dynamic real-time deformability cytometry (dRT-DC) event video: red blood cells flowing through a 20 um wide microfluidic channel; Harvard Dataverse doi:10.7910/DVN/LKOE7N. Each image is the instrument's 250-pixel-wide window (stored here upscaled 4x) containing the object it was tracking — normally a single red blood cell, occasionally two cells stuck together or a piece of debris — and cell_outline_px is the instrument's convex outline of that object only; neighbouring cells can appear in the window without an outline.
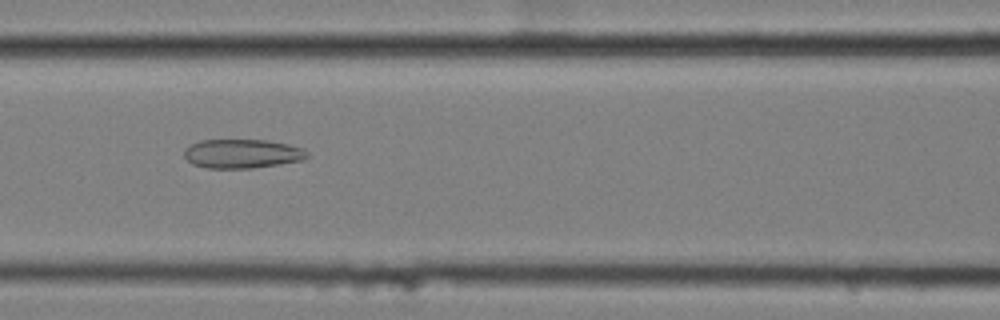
{"species": "common noctule bat (a hibernating species)", "species_latin": "Nyctalus noctula", "temperature_condition": "cold", "stored_images_in_passage": 9, "camera_frame_rate_fps": 3000, "um_per_image_px": 0.085, "animal": {"sex": "female", "body_mass_g": 25.1}, "frame": {"image": 1, "passage_image": 7, "time_ms": 2.0, "image_size_px": [1000, 320], "cell_outline_px": [[308, 156], [304, 160], [280, 164], [252, 168], [208, 168], [192, 164], [184, 156], [184, 148], [200, 140], [268, 140], [288, 144], [304, 148], [308, 152]], "centroid_in_image_um": [20.61, 13.06], "position_along_channel_um": 146.0, "area_um2": 20.92}}
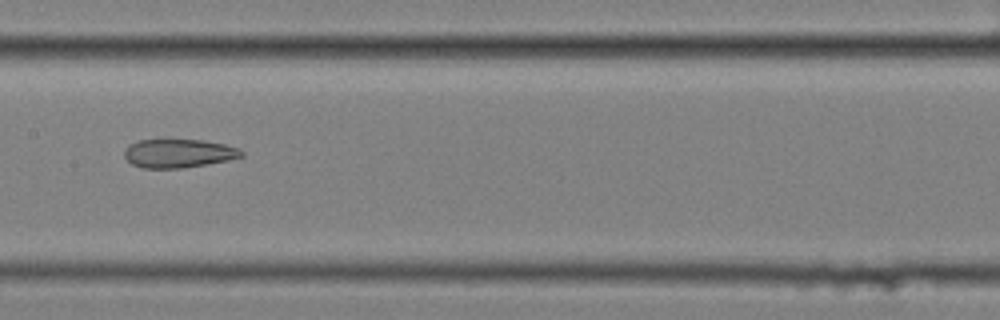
{"frame": {"image": 2, "passage_image": 8, "time_ms": 2.333, "image_size_px": [1000, 320], "cell_outline_px": [[244, 156], [228, 160], [184, 168], [144, 168], [132, 164], [124, 156], [124, 148], [128, 144], [140, 140], [204, 140], [224, 144], [236, 148], [244, 152]], "centroid_in_image_um": [15.16, 13.03], "position_along_channel_um": 192.2, "area_um2": 19.48}}
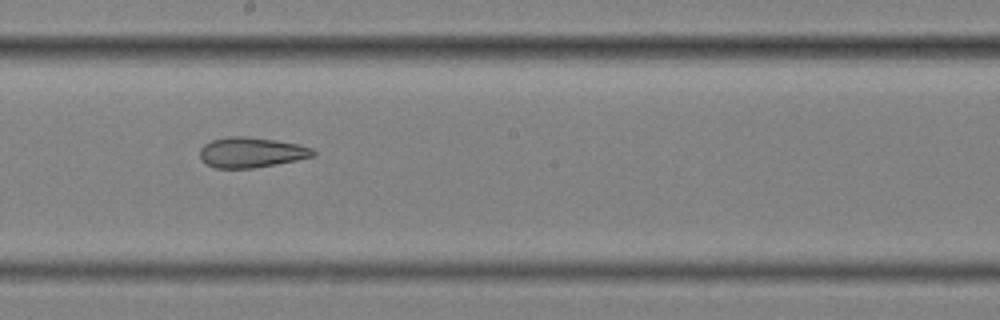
{"frame": {"image": 3, "passage_image": 9, "time_ms": 2.667, "image_size_px": [1000, 320], "cell_outline_px": [[316, 156], [296, 160], [252, 168], [216, 168], [200, 160], [200, 148], [204, 144], [212, 140], [228, 136], [248, 136], [276, 140], [300, 144], [312, 148], [316, 152]], "centroid_in_image_um": [21.37, 12.94], "position_along_channel_um": 226.8, "area_um2": 20.06}}